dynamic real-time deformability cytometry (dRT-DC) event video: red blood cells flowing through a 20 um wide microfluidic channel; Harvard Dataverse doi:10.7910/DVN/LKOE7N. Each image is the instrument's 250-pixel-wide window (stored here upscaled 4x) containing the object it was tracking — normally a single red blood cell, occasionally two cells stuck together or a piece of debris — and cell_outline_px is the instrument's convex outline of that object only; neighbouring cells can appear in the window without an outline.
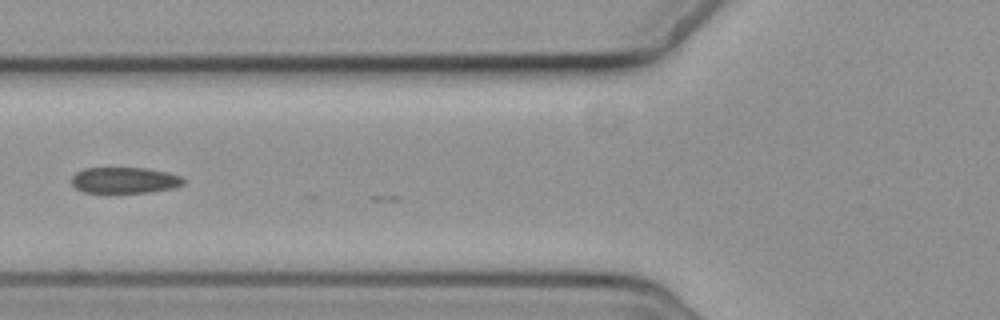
{"species": "common noctule bat (a hibernating species)", "species_latin": "Nyctalus noctula", "temperature_condition": "cold", "stored_images_in_passage": 5, "camera_frame_rate_fps": 3000, "um_per_image_px": 0.085, "animal": {"sex": "female", "body_mass_g": 19.3, "forearm_length_mm": 54.1}, "frame": {"image": 1, "passage_image": 4, "time_ms": 3.333, "image_size_px": [1000, 320], "cell_outline_px": [[184, 184], [172, 188], [148, 192], [108, 196], [84, 192], [76, 188], [72, 184], [72, 176], [76, 172], [84, 168], [148, 168], [168, 172], [180, 176], [184, 180]], "centroid_in_image_um": [10.54, 15.37], "position_along_channel_um": 115.3, "area_um2": 17.8}}